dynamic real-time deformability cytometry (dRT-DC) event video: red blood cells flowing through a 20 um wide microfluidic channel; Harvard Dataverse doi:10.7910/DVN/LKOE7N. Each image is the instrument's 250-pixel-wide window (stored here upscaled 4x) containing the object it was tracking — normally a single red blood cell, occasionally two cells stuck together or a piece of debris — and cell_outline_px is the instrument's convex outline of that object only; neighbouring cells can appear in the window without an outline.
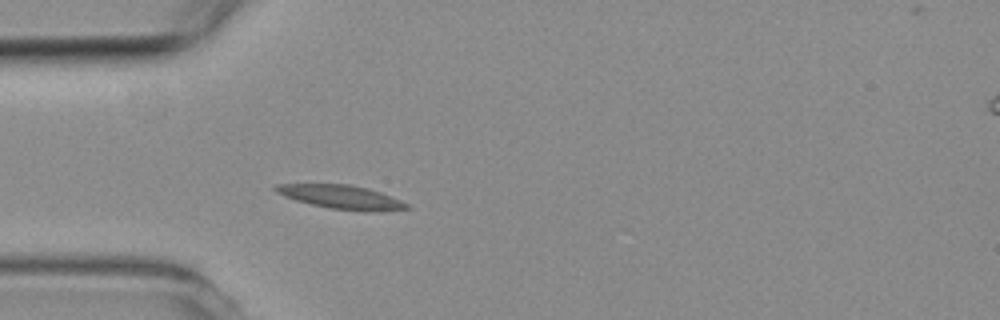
{"species": "common noctule bat (a hibernating species)", "species_latin": "Nyctalus noctula", "temperature_condition": "room temperature", "stored_images_in_passage": 3, "camera_frame_rate_fps": 3000, "um_per_image_px": 0.085, "animal": {"sex": "female", "body_mass_g": 19.3, "forearm_length_mm": 54.1}, "frame": {"image": 1, "passage_image": 3, "time_ms": 3.0, "image_size_px": [1000, 320], "cell_outline_px": [[412, 208], [372, 212], [364, 212], [328, 208], [296, 200], [284, 196], [276, 192], [272, 188], [276, 184], [348, 184], [368, 188], [380, 192], [400, 200], [408, 204]], "centroid_in_image_um": [29.02, 16.75], "position_along_channel_um": 56.0, "area_um2": 18.21}}